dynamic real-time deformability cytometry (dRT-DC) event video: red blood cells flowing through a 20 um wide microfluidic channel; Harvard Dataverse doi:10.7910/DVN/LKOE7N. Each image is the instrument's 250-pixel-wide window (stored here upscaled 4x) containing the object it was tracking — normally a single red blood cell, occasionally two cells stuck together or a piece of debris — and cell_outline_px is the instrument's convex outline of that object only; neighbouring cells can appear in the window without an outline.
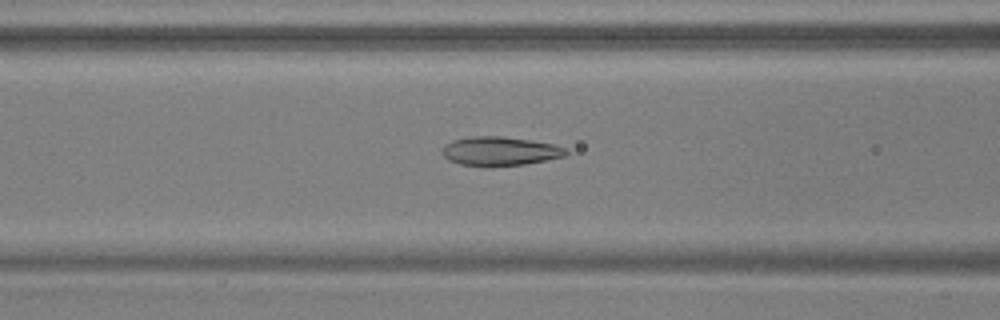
{"species": "common noctule bat (a hibernating species)", "species_latin": "Nyctalus noctula", "temperature_condition": "warm", "stored_images_in_passage": 51, "camera_frame_rate_fps": 3000, "um_per_image_px": 0.085, "animal": {"sex": "male", "body_mass_g": 17.9, "forearm_length_mm": 54.2}, "frame": {"image": 1, "passage_image": 19, "time_ms": 6.0, "image_size_px": [1000, 320], "cell_outline_px": [[568, 152], [564, 156], [524, 164], [484, 168], [460, 164], [448, 160], [444, 156], [444, 144], [452, 140], [468, 136], [500, 136], [528, 140], [552, 144], [564, 148]], "centroid_in_image_um": [42.42, 12.86], "position_along_channel_um": 124.2, "area_um2": 20.92}}
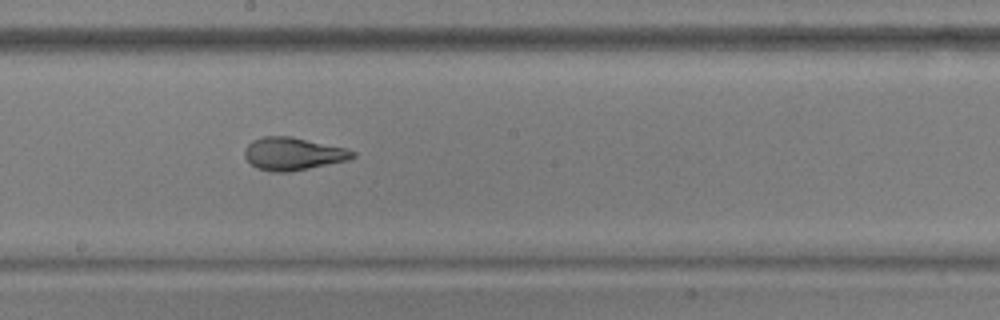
{"frame": {"image": 2, "passage_image": 27, "time_ms": 8.667, "image_size_px": [1000, 320], "cell_outline_px": [[356, 156], [348, 160], [288, 172], [272, 172], [256, 168], [244, 156], [244, 148], [252, 140], [264, 136], [292, 136], [344, 148], [356, 152]], "centroid_in_image_um": [24.87, 13.07], "position_along_channel_um": 223.3, "area_um2": 20.52}}
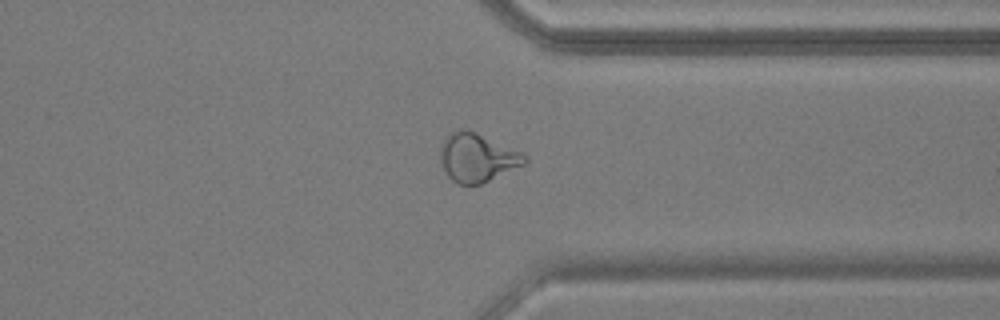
{"frame": {"image": 3, "passage_image": 39, "time_ms": 12.667, "image_size_px": [1000, 320], "cell_outline_px": [[528, 160], [524, 164], [480, 184], [460, 184], [452, 180], [448, 176], [444, 168], [440, 156], [440, 148], [444, 136], [448, 132], [460, 128], [476, 132], [524, 152], [528, 156]], "centroid_in_image_um": [40.56, 13.35], "position_along_channel_um": 370.8, "area_um2": 23.93}, "authors_computed_cell_mechanics": {"area_um2": 22.1374, "velocity_mm_per_s": 3.7252, "shape_relaxation_time_tau1_ms": 6.3603, "shape_relaxation_time_tau2_ms": 1.2951, "deformation_change_tau1": 0.2034, "deformation_change_tau2": 0.0879}}